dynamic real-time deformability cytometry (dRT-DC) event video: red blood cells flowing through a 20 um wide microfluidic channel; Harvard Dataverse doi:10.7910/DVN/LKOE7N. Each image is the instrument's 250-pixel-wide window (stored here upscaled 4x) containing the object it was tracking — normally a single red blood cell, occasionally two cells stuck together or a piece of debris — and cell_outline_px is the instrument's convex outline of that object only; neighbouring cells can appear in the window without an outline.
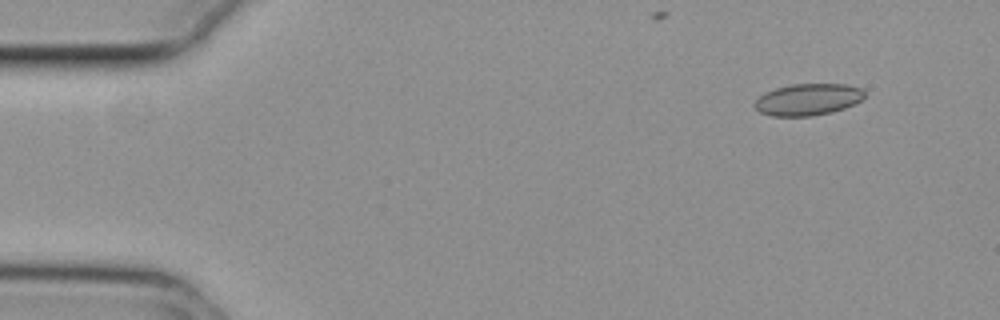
{"species": "common noctule bat (a hibernating species)", "species_latin": "Nyctalus noctula", "temperature_condition": "cold", "stored_images_in_passage": 12, "camera_frame_rate_fps": 3000, "um_per_image_px": 0.085, "animal": {"sex": "female", "body_mass_g": 29.2, "forearm_length_mm": 56.3}, "frame": {"image": 1, "passage_image": 1, "time_ms": 0.0, "image_size_px": [1000, 320], "cell_outline_px": [[864, 96], [856, 104], [832, 112], [812, 116], [772, 116], [760, 112], [752, 104], [764, 92], [776, 88], [792, 84], [848, 84], [864, 88]], "centroid_in_image_um": [68.69, 8.45], "position_along_channel_um": 16.3, "area_um2": 20.46}}
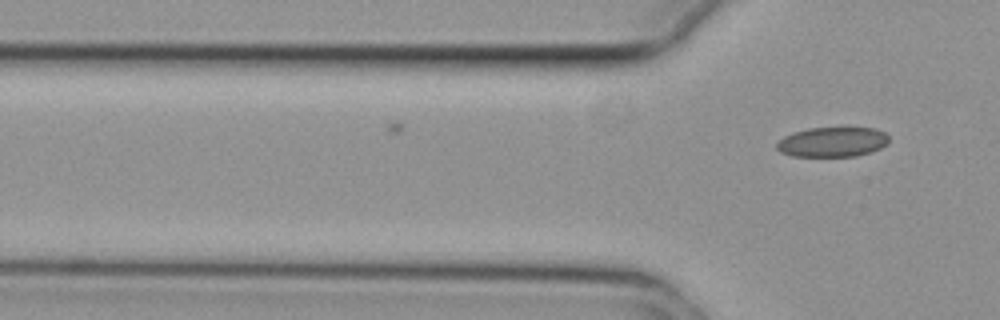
{"frame": {"image": 2, "passage_image": 12, "time_ms": 3.667, "image_size_px": [1000, 320], "cell_outline_px": [[888, 144], [880, 148], [856, 156], [792, 156], [780, 152], [776, 148], [776, 144], [784, 136], [792, 132], [808, 128], [876, 128], [884, 132], [888, 136]], "centroid_in_image_um": [70.74, 12.06], "position_along_channel_um": 55.1, "area_um2": 19.48}}